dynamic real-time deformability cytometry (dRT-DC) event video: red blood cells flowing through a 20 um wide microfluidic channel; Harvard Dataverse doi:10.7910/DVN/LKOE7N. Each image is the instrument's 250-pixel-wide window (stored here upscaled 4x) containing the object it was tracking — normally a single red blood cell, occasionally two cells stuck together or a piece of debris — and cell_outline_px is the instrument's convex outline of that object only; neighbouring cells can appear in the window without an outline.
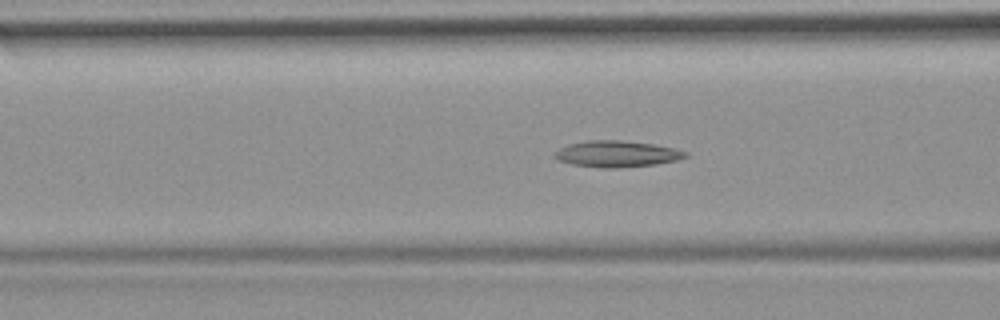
{"species": "common noctule bat (a hibernating species)", "species_latin": "Nyctalus noctula", "temperature_condition": "room temperature", "stored_images_in_passage": 51, "camera_frame_rate_fps": 3000, "um_per_image_px": 0.085, "animal": {"sex": "female", "body_mass_g": 19.9}, "frame": {"image": 1, "passage_image": 17, "time_ms": 5.333, "image_size_px": [1000, 320], "cell_outline_px": [[688, 156], [676, 160], [656, 164], [620, 168], [604, 168], [572, 164], [560, 160], [552, 156], [552, 152], [568, 144], [588, 140], [620, 140], [652, 144], [672, 148], [688, 152]], "centroid_in_image_um": [52.39, 13.08], "position_along_channel_um": 114.2, "area_um2": 20.0}}
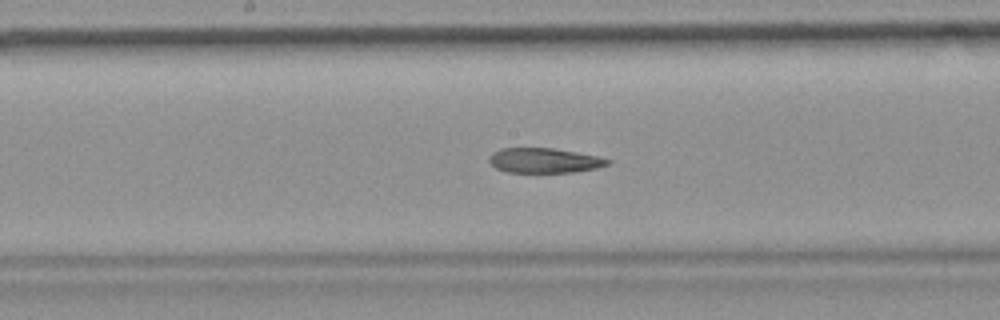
{"frame": {"image": 2, "passage_image": 24, "time_ms": 7.667, "image_size_px": [1000, 320], "cell_outline_px": [[612, 160], [608, 164], [596, 168], [572, 172], [508, 172], [496, 168], [488, 160], [488, 156], [492, 152], [500, 148], [552, 148], [596, 156]], "centroid_in_image_um": [46.21, 13.63], "position_along_channel_um": 202.0, "area_um2": 16.99}}
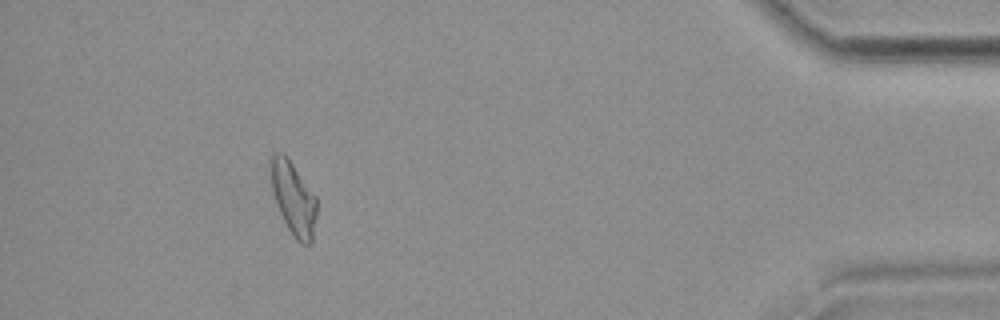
{"frame": {"image": 3, "passage_image": 45, "time_ms": 14.667, "image_size_px": [1000, 320], "cell_outline_px": [[316, 216], [312, 244], [300, 244], [296, 240], [288, 228], [280, 212], [272, 188], [272, 156], [276, 152], [284, 152], [316, 196]], "centroid_in_image_um": [24.98, 16.9], "position_along_channel_um": 410.2, "area_um2": 19.13}}